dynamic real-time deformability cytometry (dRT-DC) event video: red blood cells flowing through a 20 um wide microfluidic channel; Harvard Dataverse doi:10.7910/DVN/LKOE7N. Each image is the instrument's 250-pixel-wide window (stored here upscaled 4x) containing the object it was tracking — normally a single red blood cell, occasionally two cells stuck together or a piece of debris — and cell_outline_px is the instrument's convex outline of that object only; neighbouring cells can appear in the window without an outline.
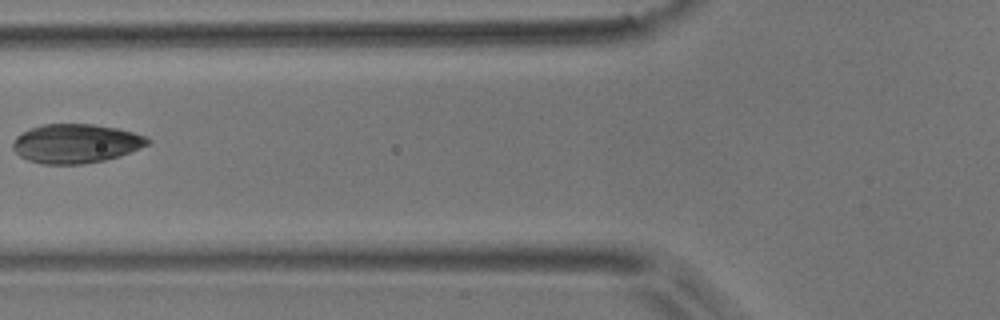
{"species": "common noctule bat (a hibernating species)", "species_latin": "Nyctalus noctula", "temperature_condition": "room temperature", "stored_images_in_passage": 6, "camera_frame_rate_fps": 3000, "um_per_image_px": 0.085, "animal": {"sex": "male", "body_mass_g": 17.9}, "frame": {"image": 1, "passage_image": 5, "time_ms": 1.333, "image_size_px": [1000, 320], "cell_outline_px": [[152, 140], [148, 144], [120, 156], [104, 160], [84, 164], [40, 164], [28, 160], [20, 156], [12, 148], [12, 144], [16, 136], [32, 128], [44, 124], [92, 124], [116, 128], [132, 132], [144, 136]], "centroid_in_image_um": [6.43, 12.21], "position_along_channel_um": 119.4, "area_um2": 30.52}}
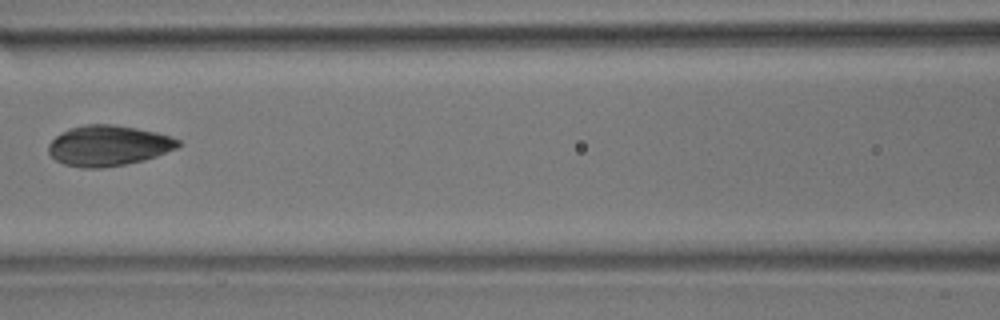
{"frame": {"image": 2, "passage_image": 6, "time_ms": 1.667, "image_size_px": [1000, 320], "cell_outline_px": [[180, 144], [176, 148], [156, 156], [144, 160], [104, 168], [84, 168], [64, 164], [56, 160], [48, 152], [48, 144], [60, 132], [68, 128], [84, 124], [112, 124], [136, 128], [156, 132], [180, 140]], "centroid_in_image_um": [9.17, 12.37], "position_along_channel_um": 157.4, "area_um2": 30.58}}